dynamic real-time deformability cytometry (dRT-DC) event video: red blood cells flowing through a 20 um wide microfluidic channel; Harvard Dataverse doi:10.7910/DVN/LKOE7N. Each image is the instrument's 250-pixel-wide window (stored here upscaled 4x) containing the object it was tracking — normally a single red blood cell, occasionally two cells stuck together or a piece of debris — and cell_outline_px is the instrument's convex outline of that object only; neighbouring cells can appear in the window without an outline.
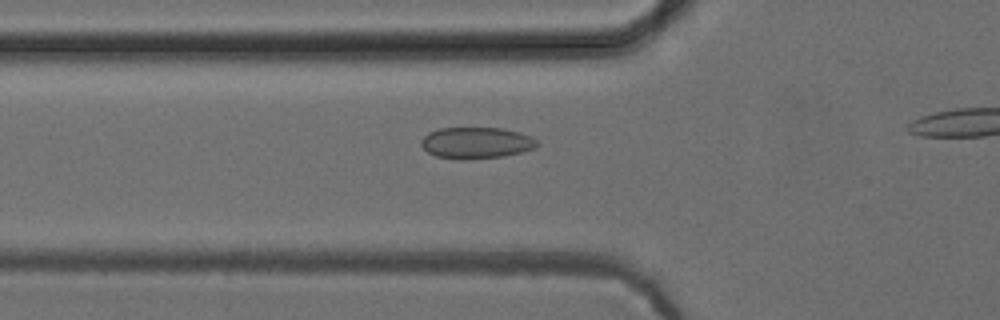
{"species": "common noctule bat (a hibernating species)", "species_latin": "Nyctalus noctula", "temperature_condition": "cold", "stored_images_in_passage": 34, "camera_frame_rate_fps": 3000, "um_per_image_px": 0.085, "animal": {"sex": "female", "body_mass_g": 24.6, "forearm_length_mm": 56.2}, "frame": {"image": 1, "passage_image": 10, "time_ms": 3.0, "image_size_px": [1000, 320], "cell_outline_px": [[540, 144], [536, 148], [504, 156], [468, 160], [460, 160], [436, 156], [428, 152], [420, 144], [420, 140], [428, 132], [440, 128], [504, 128], [520, 132], [532, 136]], "centroid_in_image_um": [40.5, 12.14], "position_along_channel_um": 85.3, "area_um2": 21.5}}
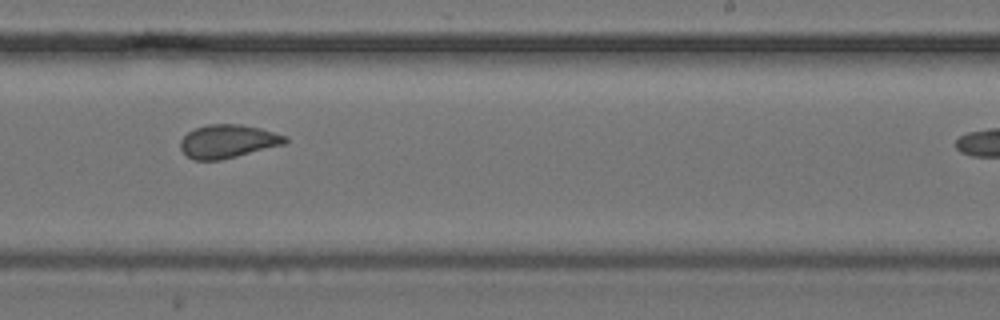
{"frame": {"image": 2, "passage_image": 24, "time_ms": 7.667, "image_size_px": [1000, 320], "cell_outline_px": [[288, 140], [284, 144], [220, 160], [196, 160], [188, 156], [180, 148], [180, 140], [188, 132], [196, 128], [208, 124], [240, 124], [260, 128], [288, 136]], "centroid_in_image_um": [19.37, 12.0], "position_along_channel_um": 269.6, "area_um2": 20.17}}
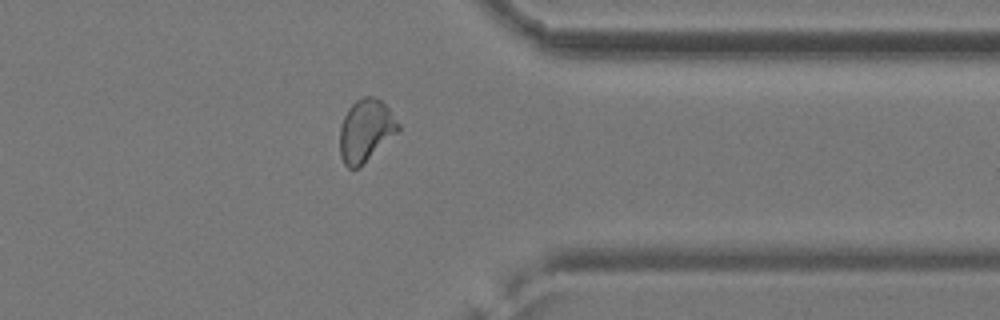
{"frame": {"image": 3, "passage_image": 33, "time_ms": 10.667, "image_size_px": [1000, 320], "cell_outline_px": [[400, 132], [360, 168], [348, 168], [344, 164], [340, 156], [340, 128], [344, 116], [348, 108], [356, 100], [364, 96], [376, 96], [388, 108], [400, 124]], "centroid_in_image_um": [31.11, 11.12], "position_along_channel_um": 380.3, "area_um2": 21.68}}